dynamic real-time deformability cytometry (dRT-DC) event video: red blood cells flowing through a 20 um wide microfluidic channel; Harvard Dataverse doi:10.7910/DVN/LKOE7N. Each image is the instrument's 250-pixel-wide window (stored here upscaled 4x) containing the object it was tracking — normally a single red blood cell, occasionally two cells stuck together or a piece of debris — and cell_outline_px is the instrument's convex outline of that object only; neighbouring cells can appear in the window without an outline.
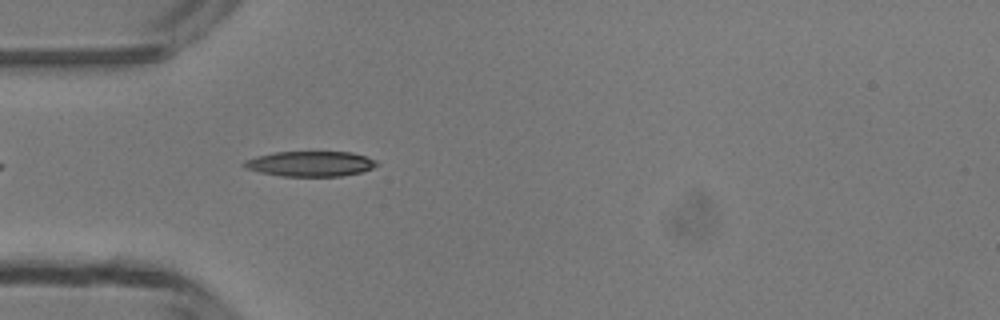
{"species": "common noctule bat (a hibernating species)", "species_latin": "Nyctalus noctula", "temperature_condition": "room temperature", "stored_images_in_passage": 25, "camera_frame_rate_fps": 3000, "um_per_image_px": 0.085, "animal": {"sex": "male", "body_mass_g": 13.3}, "frame": {"image": 1, "passage_image": 1, "time_ms": 0.0, "image_size_px": [1000, 320], "cell_outline_px": [[380, 164], [372, 168], [360, 172], [340, 176], [284, 176], [260, 172], [244, 168], [240, 164], [244, 160], [256, 156], [276, 152], [352, 152], [376, 160]], "centroid_in_image_um": [26.35, 13.92], "position_along_channel_um": 58.7, "area_um2": 19.48}}
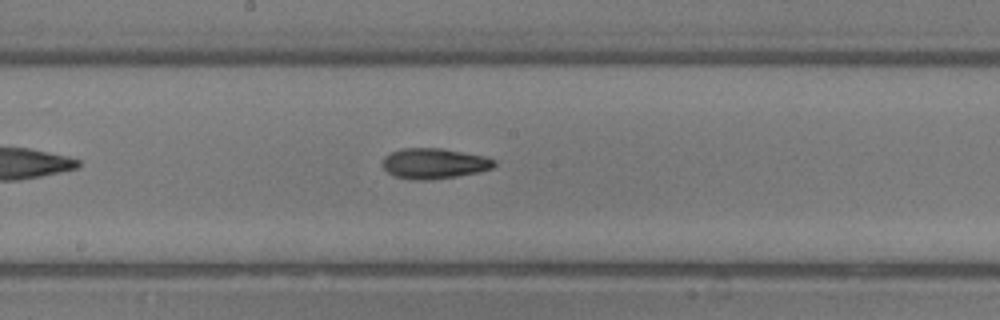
{"frame": {"image": 2, "passage_image": 12, "time_ms": 3.667, "image_size_px": [1000, 320], "cell_outline_px": [[496, 164], [492, 168], [480, 172], [432, 180], [412, 180], [396, 176], [388, 172], [384, 168], [384, 156], [400, 148], [440, 148], [484, 156], [496, 160]], "centroid_in_image_um": [36.92, 13.9], "position_along_channel_um": 211.3, "area_um2": 19.77}}
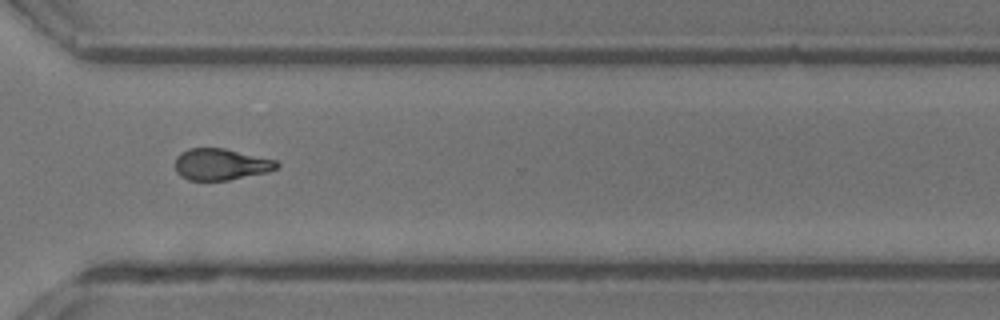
{"frame": {"image": 3, "passage_image": 22, "time_ms": 7.0, "image_size_px": [1000, 320], "cell_outline_px": [[280, 164], [276, 168], [268, 172], [228, 180], [188, 180], [180, 176], [176, 172], [176, 156], [180, 152], [188, 148], [224, 148], [276, 160]], "centroid_in_image_um": [18.75, 13.96], "position_along_channel_um": 351.8, "area_um2": 18.67}, "authors_computed_cell_mechanics": {"area_um2": 18.8428, "velocity_mm_per_s": 4.2265, "shape_relaxation_time_tau1_ms": 7.3667, "shape_relaxation_time_tau2_ms": 6.3358, "deformation_change_tau1": 0.2017, "deformation_change_tau2": 0.1671}}